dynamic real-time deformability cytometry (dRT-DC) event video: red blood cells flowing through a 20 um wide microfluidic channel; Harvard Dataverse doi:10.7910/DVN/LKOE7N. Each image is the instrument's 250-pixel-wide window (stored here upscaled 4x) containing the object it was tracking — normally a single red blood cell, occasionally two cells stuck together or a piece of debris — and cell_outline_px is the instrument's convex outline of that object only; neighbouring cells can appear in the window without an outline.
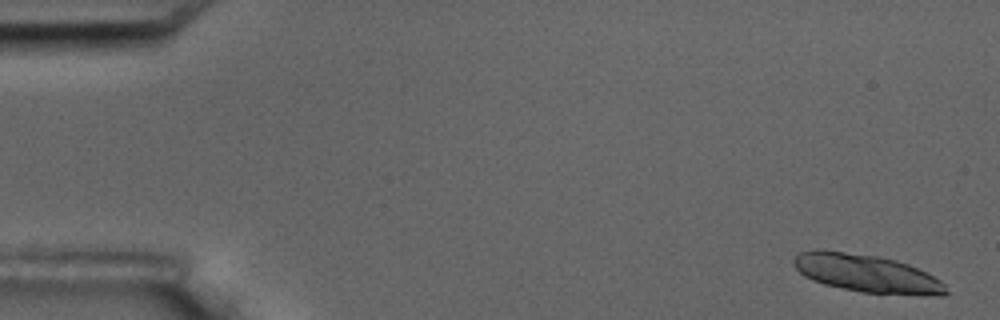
{"species": "common noctule bat (a hibernating species)", "species_latin": "Nyctalus noctula", "temperature_condition": "room temperature", "stored_images_in_passage": 5, "camera_frame_rate_fps": 3000, "um_per_image_px": 0.085, "animal": {"sex": "male", "body_mass_g": 17.5, "forearm_length_mm": 52.3}, "frame": {"image": 1, "passage_image": 1, "time_ms": 0.0, "image_size_px": [1000, 320], "cell_outline_px": [[948, 292], [944, 296], [940, 296], [864, 292], [824, 284], [812, 280], [804, 276], [796, 268], [792, 260], [800, 252], [816, 248], [880, 256], [896, 260], [908, 264], [940, 280], [944, 284]], "centroid_in_image_um": [73.64, 23.22], "position_along_channel_um": 11.4, "area_um2": 33.47}}